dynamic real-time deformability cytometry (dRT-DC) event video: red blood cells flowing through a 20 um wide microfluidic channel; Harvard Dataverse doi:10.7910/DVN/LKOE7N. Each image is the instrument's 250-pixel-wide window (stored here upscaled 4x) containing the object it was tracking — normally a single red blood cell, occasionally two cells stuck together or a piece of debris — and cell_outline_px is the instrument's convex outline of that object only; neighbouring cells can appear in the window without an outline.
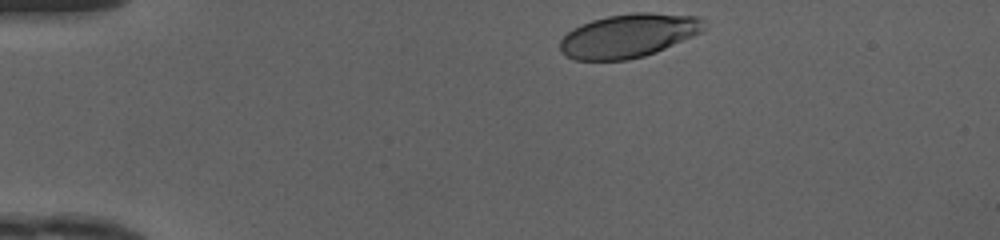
{"species": "human", "species_latin": "Homo sapiens", "temperature_condition": "cold", "stored_images_in_passage": 32, "camera_frame_rate_fps": 3000, "um_per_image_px": 0.085, "donor": {"sex": "female"}, "frame": {"image": 1, "passage_image": 1, "time_ms": 0.0, "image_size_px": [1000, 240], "cell_outline_px": [[708, 20], [704, 28], [700, 32], [692, 36], [656, 52], [644, 56], [628, 60], [576, 60], [568, 56], [560, 48], [560, 40], [572, 28], [580, 24], [592, 20], [608, 16], [632, 12], [652, 12], [700, 16]], "centroid_in_image_um": [53.46, 3.01], "position_along_channel_um": 31.5, "area_um2": 36.76}}
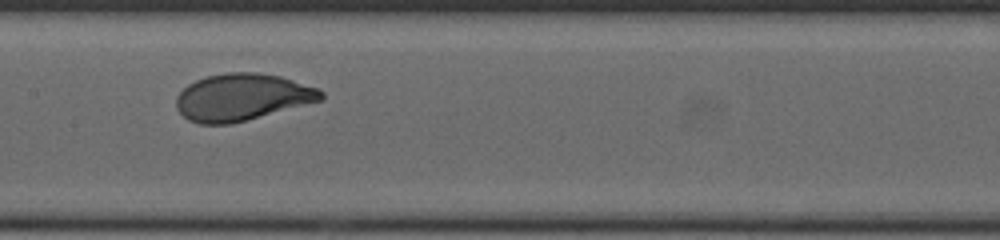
{"frame": {"image": 2, "passage_image": 17, "time_ms": 5.333, "image_size_px": [1000, 240], "cell_outline_px": [[324, 100], [232, 124], [200, 124], [188, 120], [176, 108], [176, 96], [188, 84], [196, 80], [208, 76], [228, 72], [256, 72], [280, 76], [320, 88], [324, 92]], "centroid_in_image_um": [20.61, 8.26], "position_along_channel_um": 186.8, "area_um2": 39.88}}
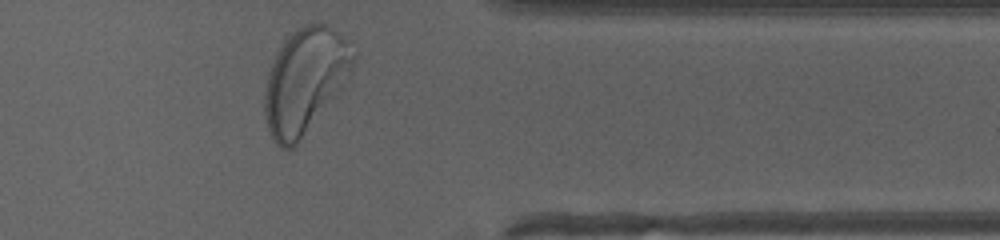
{"frame": {"image": 3, "passage_image": 32, "time_ms": 10.333, "image_size_px": [1000, 240], "cell_outline_px": [[356, 56], [352, 72], [348, 80], [300, 140], [292, 148], [280, 148], [276, 144], [268, 128], [264, 116], [264, 92], [268, 72], [276, 52], [284, 40], [296, 28], [304, 24], [324, 24], [332, 28], [356, 52]], "centroid_in_image_um": [25.91, 6.86], "position_along_channel_um": 385.5, "area_um2": 53.99}, "authors_computed_cell_mechanics": {"area_um2": 39.2462, "velocity_mm_per_s": 4.1578, "shape_relaxation_time_tau1_ms": 2.1025, "shape_relaxation_time_tau2_ms": null, "deformation_change_tau1": 0.1426, "deformation_change_tau2": null}}